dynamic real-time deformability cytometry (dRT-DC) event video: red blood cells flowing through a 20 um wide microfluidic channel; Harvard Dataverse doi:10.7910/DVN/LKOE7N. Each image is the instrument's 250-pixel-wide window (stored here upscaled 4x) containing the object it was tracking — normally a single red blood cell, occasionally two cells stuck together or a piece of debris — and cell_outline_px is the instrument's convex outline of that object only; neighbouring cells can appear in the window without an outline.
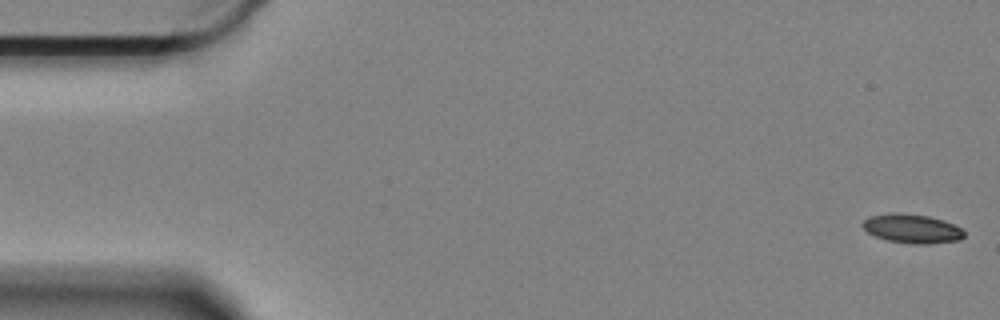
{"species": "Egyptian fruit bat (a non-hibernating species)", "species_latin": "Rousettus aegyptiacus", "temperature_condition": "cold", "stored_images_in_passage": 60, "camera_frame_rate_fps": 3000, "um_per_image_px": 0.085, "animal": {"sex": "female"}, "frame": {"image": 1, "passage_image": 1, "time_ms": 0.0, "image_size_px": [1000, 320], "cell_outline_px": [[964, 236], [960, 240], [928, 244], [912, 244], [888, 240], [876, 236], [868, 232], [860, 224], [868, 216], [896, 212], [928, 216], [952, 224], [960, 228], [964, 232]], "centroid_in_image_um": [77.49, 19.43], "position_along_channel_um": 7.5, "area_um2": 16.99}}
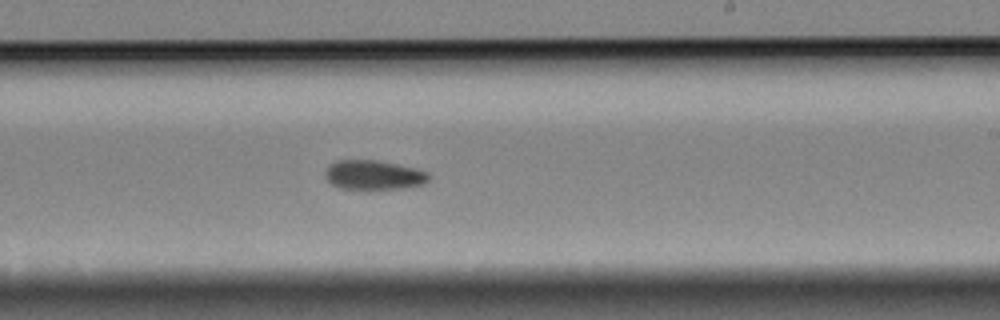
{"frame": {"image": 2, "passage_image": 35, "time_ms": 11.333, "image_size_px": [1000, 320], "cell_outline_px": [[432, 176], [424, 184], [404, 188], [340, 188], [332, 184], [324, 176], [324, 172], [336, 160], [376, 160], [396, 164], [428, 172]], "centroid_in_image_um": [31.78, 14.87], "position_along_channel_um": 257.2, "area_um2": 17.46}}
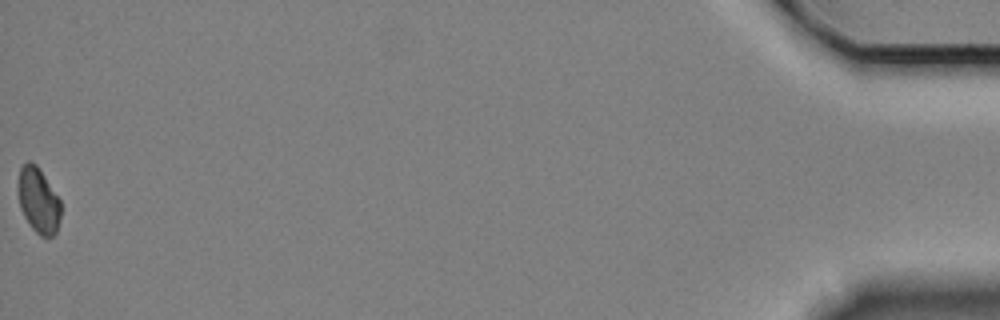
{"frame": {"image": 3, "passage_image": 60, "time_ms": 19.667, "image_size_px": [1000, 320], "cell_outline_px": [[60, 216], [56, 232], [52, 236], [40, 236], [32, 228], [24, 216], [20, 208], [20, 168], [28, 160], [36, 164], [60, 200]], "centroid_in_image_um": [3.28, 17.06], "position_along_channel_um": 431.9, "area_um2": 15.66}, "authors_computed_cell_mechanics": {"area_um2": 17.5134, "velocity_mm_per_s": 3.3034, "shape_relaxation_time_tau1_ms": 3.7079, "shape_relaxation_time_tau2_ms": null, "deformation_change_tau1": 0.092, "deformation_change_tau2": null}}